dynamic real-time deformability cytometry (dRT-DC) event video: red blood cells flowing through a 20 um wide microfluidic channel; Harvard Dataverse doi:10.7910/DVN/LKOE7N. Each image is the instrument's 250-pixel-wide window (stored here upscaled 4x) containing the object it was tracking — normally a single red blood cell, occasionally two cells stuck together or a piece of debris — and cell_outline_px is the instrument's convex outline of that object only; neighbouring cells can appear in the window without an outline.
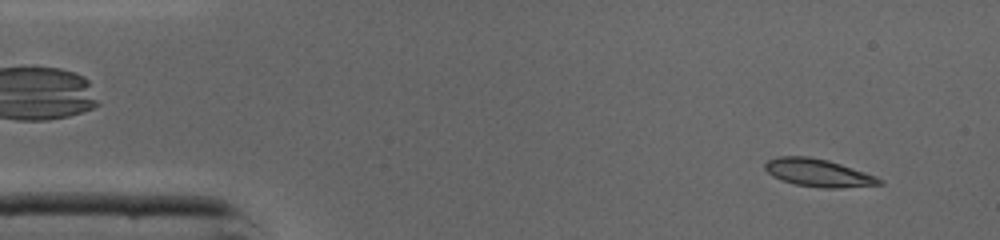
{"species": "common noctule bat (a hibernating species)", "species_latin": "Nyctalus noctula", "temperature_condition": "cold", "stored_images_in_passage": 45, "camera_frame_rate_fps": 3000, "um_per_image_px": 0.085, "animal": {"sex": "male", "body_mass_g": 19.0, "forearm_length_mm": 50.8}, "frame": {"image": 1, "passage_image": 3, "time_ms": 0.667, "image_size_px": [1000, 240], "cell_outline_px": [[884, 184], [840, 188], [824, 188], [796, 184], [780, 180], [772, 176], [764, 168], [764, 164], [768, 160], [780, 156], [808, 156], [828, 160], [876, 176], [884, 180]], "centroid_in_image_um": [69.55, 14.69], "position_along_channel_um": 15.4, "area_um2": 18.44}}
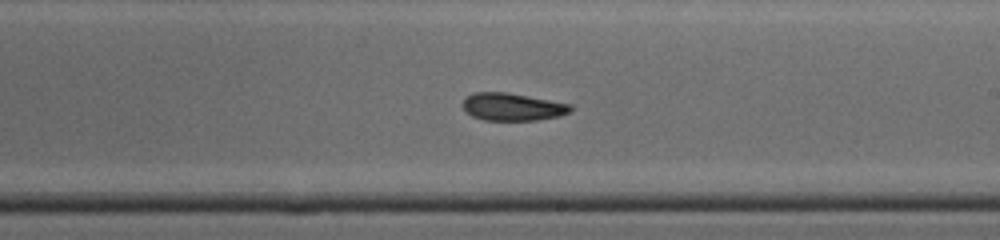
{"frame": {"image": 2, "passage_image": 25, "time_ms": 8.0, "image_size_px": [1000, 240], "cell_outline_px": [[572, 112], [560, 116], [536, 120], [484, 120], [472, 116], [464, 108], [464, 100], [472, 92], [508, 92], [572, 104]], "centroid_in_image_um": [43.61, 9.08], "position_along_channel_um": 245.4, "area_um2": 17.34}}
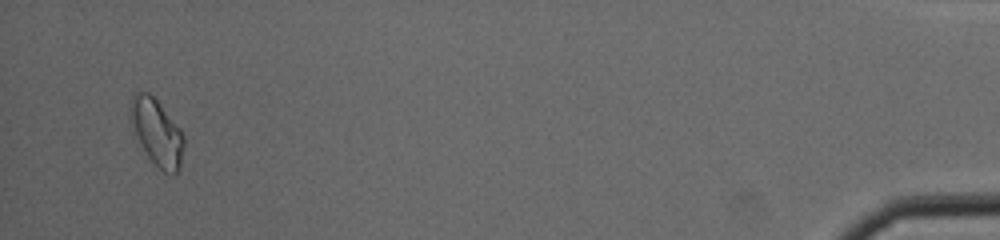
{"frame": {"image": 3, "passage_image": 43, "time_ms": 14.0, "image_size_px": [1000, 240], "cell_outline_px": [[184, 148], [180, 168], [172, 176], [164, 172], [148, 156], [140, 144], [128, 120], [128, 108], [132, 96], [136, 92], [148, 92], [156, 100], [180, 128], [184, 136]], "centroid_in_image_um": [13.3, 11.24], "position_along_channel_um": 421.9, "area_um2": 20.87}, "authors_computed_cell_mechanics": {"area_um2": 18.207, "velocity_mm_per_s": 4.3673, "shape_relaxation_time_tau1_ms": 1.9608, "shape_relaxation_time_tau2_ms": 2.6214, "deformation_change_tau1": 0.0856, "deformation_change_tau2": 0.0804}}